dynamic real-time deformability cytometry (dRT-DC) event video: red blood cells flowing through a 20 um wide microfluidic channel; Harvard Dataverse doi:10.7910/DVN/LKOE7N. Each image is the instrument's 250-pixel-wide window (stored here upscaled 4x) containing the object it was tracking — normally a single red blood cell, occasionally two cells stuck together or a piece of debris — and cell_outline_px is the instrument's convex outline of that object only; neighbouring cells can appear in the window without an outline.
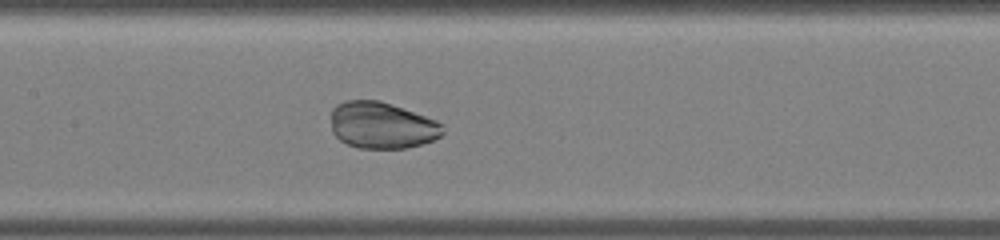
{"species": "common noctule bat (a hibernating species)", "species_latin": "Nyctalus noctula", "temperature_condition": "warm", "stored_images_in_passage": 28, "camera_frame_rate_fps": 3000, "um_per_image_px": 0.085, "animal": {"sex": "male", "body_mass_g": 19.0, "forearm_length_mm": 50.8}, "frame": {"image": 1, "passage_image": 9, "time_ms": 2.667, "image_size_px": [1000, 240], "cell_outline_px": [[444, 132], [440, 136], [432, 140], [420, 144], [404, 148], [360, 148], [348, 144], [340, 140], [332, 132], [332, 108], [336, 104], [348, 100], [380, 100], [436, 120], [444, 124]], "centroid_in_image_um": [32.46, 10.64], "position_along_channel_um": 174.9, "area_um2": 30.23}}
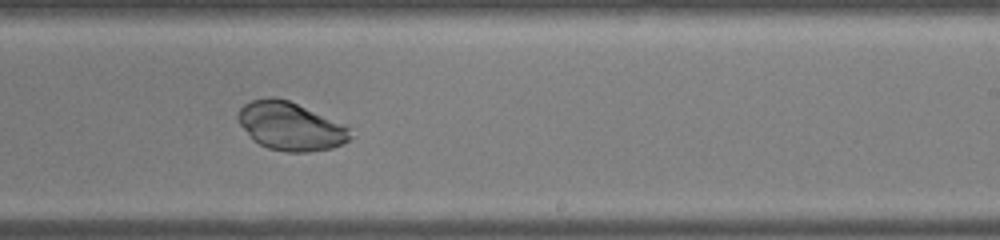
{"frame": {"image": 2, "passage_image": 14, "time_ms": 4.333, "image_size_px": [1000, 240], "cell_outline_px": [[352, 136], [348, 140], [332, 148], [308, 152], [288, 152], [268, 148], [252, 140], [240, 124], [236, 116], [240, 108], [244, 104], [252, 100], [272, 96], [288, 100], [348, 128]], "centroid_in_image_um": [24.61, 10.74], "position_along_channel_um": 264.4, "area_um2": 30.92}}
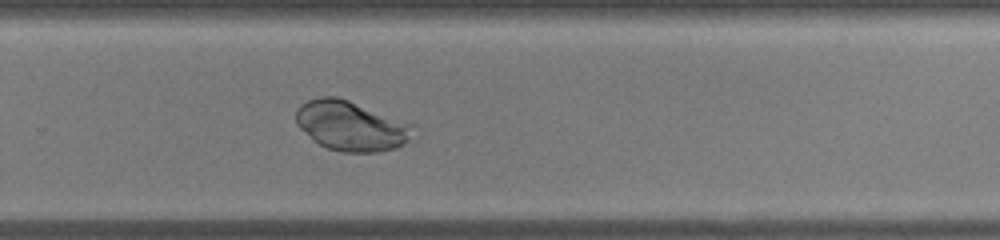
{"frame": {"image": 3, "passage_image": 16, "time_ms": 5.0, "image_size_px": [1000, 240], "cell_outline_px": [[420, 136], [396, 148], [376, 152], [340, 152], [328, 148], [320, 144], [300, 128], [296, 124], [296, 108], [300, 104], [308, 100], [320, 96], [336, 96], [348, 100], [412, 124]], "centroid_in_image_um": [29.9, 10.71], "position_along_channel_um": 299.9, "area_um2": 34.22}}